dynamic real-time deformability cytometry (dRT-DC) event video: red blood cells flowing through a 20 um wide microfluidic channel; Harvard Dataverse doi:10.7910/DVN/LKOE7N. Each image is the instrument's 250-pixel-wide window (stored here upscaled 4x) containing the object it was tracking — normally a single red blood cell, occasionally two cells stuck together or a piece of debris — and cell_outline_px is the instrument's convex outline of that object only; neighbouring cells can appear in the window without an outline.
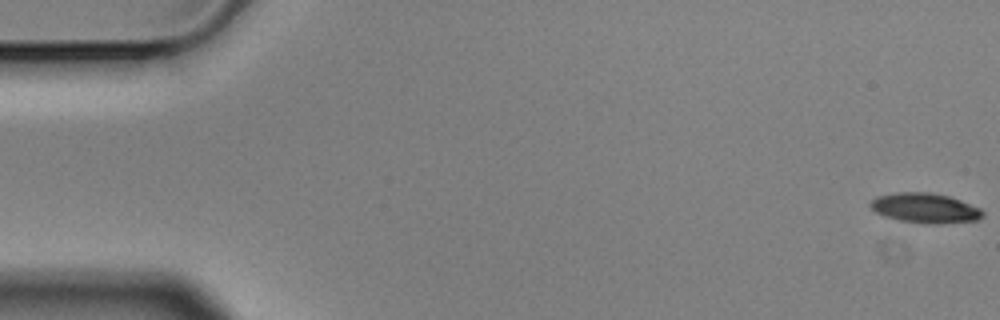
{"species": "Egyptian fruit bat (a non-hibernating species)", "species_latin": "Rousettus aegyptiacus", "temperature_condition": "cold", "stored_images_in_passage": 4, "camera_frame_rate_fps": 3000, "um_per_image_px": 0.085, "animal": {"sex": "male"}, "frame": {"image": 1, "passage_image": 1, "time_ms": 0.0, "image_size_px": [1000, 320], "cell_outline_px": [[984, 216], [976, 220], [936, 224], [900, 220], [884, 216], [876, 212], [868, 204], [876, 196], [896, 192], [928, 192], [948, 196], [960, 200], [980, 208], [984, 212]], "centroid_in_image_um": [78.62, 17.67], "position_along_channel_um": 6.4, "area_um2": 19.36}}
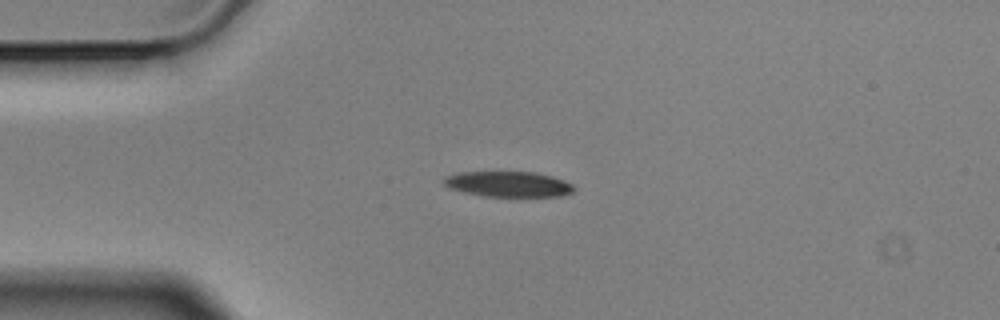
{"frame": {"image": 2, "passage_image": 4, "time_ms": 1.0, "image_size_px": [1000, 320], "cell_outline_px": [[576, 188], [572, 192], [560, 196], [484, 196], [464, 192], [448, 188], [444, 184], [444, 176], [456, 172], [532, 172], [552, 176], [564, 180], [572, 184]], "centroid_in_image_um": [43.18, 15.64], "position_along_channel_um": 41.8, "area_um2": 19.31}}